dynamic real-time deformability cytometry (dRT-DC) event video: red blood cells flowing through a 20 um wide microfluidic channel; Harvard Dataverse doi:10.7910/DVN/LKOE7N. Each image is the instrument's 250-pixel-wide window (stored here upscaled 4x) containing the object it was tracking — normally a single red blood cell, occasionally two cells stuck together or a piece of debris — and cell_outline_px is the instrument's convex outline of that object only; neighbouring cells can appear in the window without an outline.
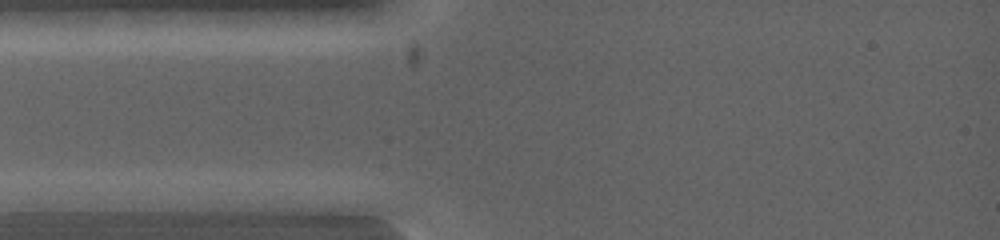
{"species": "common noctule bat (a hibernating species)", "species_latin": "Nyctalus noctula", "temperature_condition": "warm", "stored_images_in_passage": 4, "camera_frame_rate_fps": 5000, "um_per_image_px": 0.085, "animal": {"sex": "female", "body_mass_g": 19.0, "forearm_length_mm": 53.3}, "frame": {"image": 1, "passage_image": 2, "time_ms": 0.4, "image_size_px": [1000, 240], "cell_outline_px": [[184, 200], [176, 208], [164, 212], [16, 212], [16, 200], [80, 192], [168, 192]], "centroid_in_image_um": [8.62, 17.22], "position_along_channel_um": 76.4, "area_um2": 21.33}}